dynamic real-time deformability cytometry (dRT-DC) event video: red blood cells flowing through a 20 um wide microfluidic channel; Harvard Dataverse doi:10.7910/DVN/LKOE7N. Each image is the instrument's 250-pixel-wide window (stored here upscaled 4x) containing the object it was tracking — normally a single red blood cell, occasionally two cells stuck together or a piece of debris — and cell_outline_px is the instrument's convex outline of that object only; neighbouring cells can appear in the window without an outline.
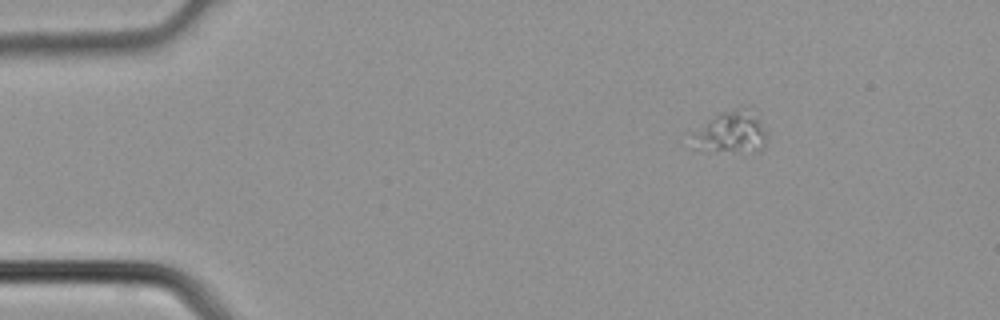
{"species": "common noctule bat (a hibernating species)", "species_latin": "Nyctalus noctula", "temperature_condition": "cold", "stored_images_in_passage": 3, "camera_frame_rate_fps": 3000, "um_per_image_px": 0.085, "animal": {"sex": "male", "body_mass_g": 21.5, "forearm_length_mm": 52.0}, "frame": {"image": 1, "passage_image": 3, "time_ms": 0.667, "image_size_px": [1000, 320], "cell_outline_px": [[768, 136], [764, 152], [756, 152], [716, 148], [700, 140], [692, 132], [708, 120], [720, 112], [744, 104], [760, 124]], "centroid_in_image_um": [62.36, 11.14], "position_along_channel_um": 22.6, "area_um2": 16.76}}